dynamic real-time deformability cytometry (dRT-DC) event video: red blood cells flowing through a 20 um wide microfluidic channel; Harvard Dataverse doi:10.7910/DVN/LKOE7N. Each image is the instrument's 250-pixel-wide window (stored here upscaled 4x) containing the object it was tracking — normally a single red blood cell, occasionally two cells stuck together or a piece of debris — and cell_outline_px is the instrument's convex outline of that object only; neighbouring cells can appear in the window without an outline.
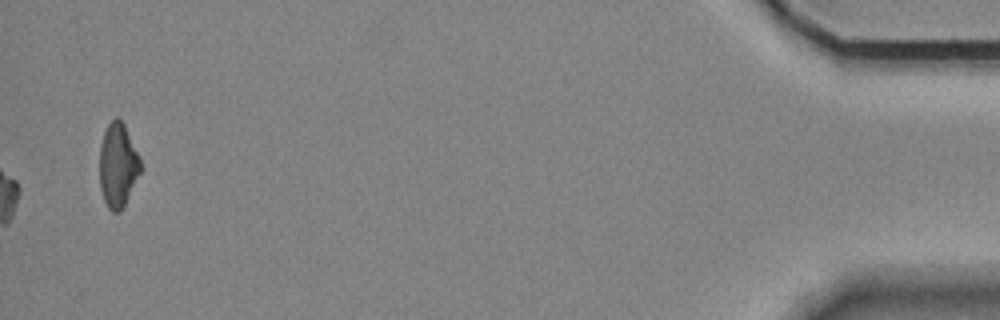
{"species": "Egyptian fruit bat (a non-hibernating species)", "species_latin": "Rousettus aegyptiacus", "temperature_condition": "room temperature", "stored_images_in_passage": 41, "camera_frame_rate_fps": 3000, "um_per_image_px": 0.085, "animal": {"sex": "female"}, "frame": {"image": 1, "passage_image": 41, "time_ms": 13.333, "image_size_px": [1000, 320], "cell_outline_px": [[140, 172], [120, 212], [112, 212], [108, 208], [104, 200], [100, 188], [100, 144], [104, 132], [108, 124], [116, 116], [124, 124], [140, 160]], "centroid_in_image_um": [9.99, 14.05], "position_along_channel_um": 425.2, "area_um2": 19.59}}